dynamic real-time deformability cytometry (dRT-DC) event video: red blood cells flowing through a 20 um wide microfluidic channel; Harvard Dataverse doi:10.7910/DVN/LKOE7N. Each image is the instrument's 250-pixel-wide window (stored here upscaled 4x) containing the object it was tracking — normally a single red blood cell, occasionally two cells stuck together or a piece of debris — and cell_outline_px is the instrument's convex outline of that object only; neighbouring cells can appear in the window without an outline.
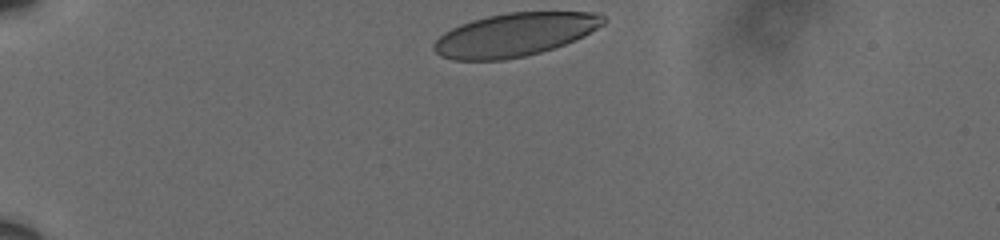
{"species": "human", "species_latin": "Homo sapiens", "temperature_condition": "cold", "stored_images_in_passage": 10, "camera_frame_rate_fps": 3000, "um_per_image_px": 0.085, "donor": {"sex": "male"}, "frame": {"image": 1, "passage_image": 1, "time_ms": 0.0, "image_size_px": [1000, 240], "cell_outline_px": [[608, 20], [604, 24], [584, 36], [576, 40], [540, 52], [524, 56], [504, 60], [452, 60], [440, 56], [432, 48], [432, 44], [444, 32], [460, 24], [472, 20], [488, 16], [508, 12], [600, 12]], "centroid_in_image_um": [43.76, 2.94], "position_along_channel_um": 41.2, "area_um2": 42.89}}
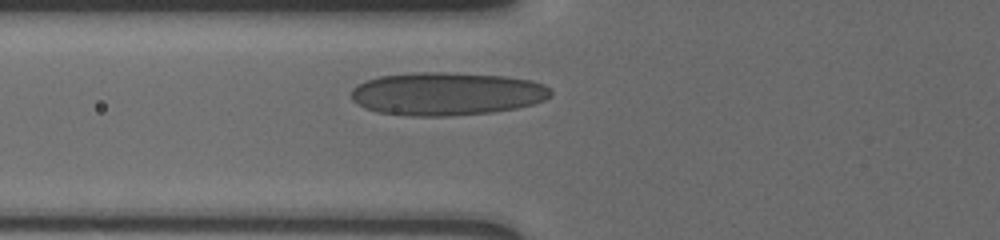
{"frame": {"image": 2, "passage_image": 7, "time_ms": 2.0, "image_size_px": [1000, 240], "cell_outline_px": [[552, 96], [544, 100], [532, 104], [516, 108], [492, 112], [448, 116], [412, 116], [380, 112], [364, 108], [352, 100], [352, 88], [356, 84], [380, 76], [412, 72], [448, 72], [504, 76], [532, 80], [544, 84], [552, 92]], "centroid_in_image_um": [37.98, 7.96], "position_along_channel_um": 87.8, "area_um2": 50.23}}
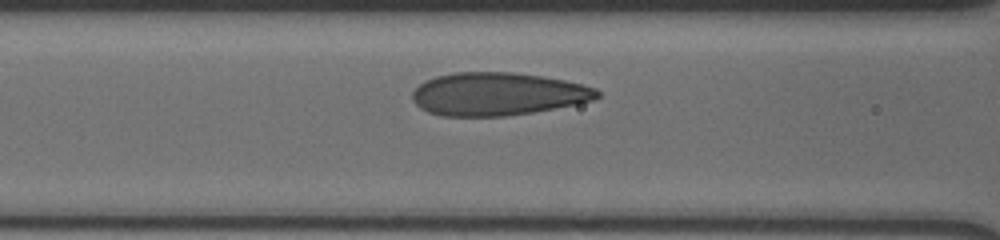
{"frame": {"image": 3, "passage_image": 9, "time_ms": 2.667, "image_size_px": [1000, 240], "cell_outline_px": [[600, 96], [592, 100], [576, 104], [532, 112], [504, 116], [444, 116], [428, 112], [420, 108], [412, 100], [412, 92], [424, 80], [436, 76], [452, 72], [512, 72], [540, 76], [564, 80], [596, 88], [600, 92]], "centroid_in_image_um": [42.26, 7.99], "position_along_channel_um": 124.3, "area_um2": 46.18}}